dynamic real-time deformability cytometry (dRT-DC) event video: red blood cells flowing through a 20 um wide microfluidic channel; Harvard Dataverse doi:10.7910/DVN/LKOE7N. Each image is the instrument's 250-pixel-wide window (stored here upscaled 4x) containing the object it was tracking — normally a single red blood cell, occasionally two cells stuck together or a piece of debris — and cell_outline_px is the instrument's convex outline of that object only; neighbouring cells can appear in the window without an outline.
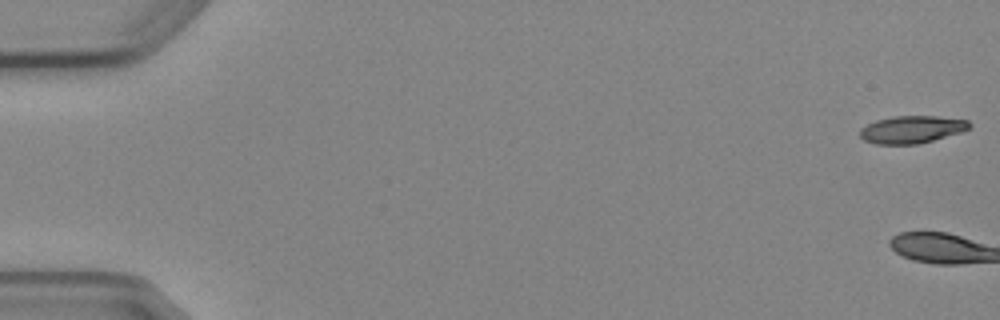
{"species": "Egyptian fruit bat (a non-hibernating species)", "species_latin": "Rousettus aegyptiacus", "temperature_condition": "cold", "stored_images_in_passage": 4, "camera_frame_rate_fps": 3000, "um_per_image_px": 0.085, "animal": {"sex": "female"}, "frame": {"image": 1, "passage_image": 1, "time_ms": 0.0, "image_size_px": [1000, 320], "cell_outline_px": [[972, 128], [960, 132], [932, 140], [916, 144], [876, 144], [864, 140], [860, 136], [860, 128], [876, 120], [892, 116], [936, 116], [968, 120], [972, 124]], "centroid_in_image_um": [77.5, 10.99], "position_along_channel_um": 7.5, "area_um2": 17.46}}